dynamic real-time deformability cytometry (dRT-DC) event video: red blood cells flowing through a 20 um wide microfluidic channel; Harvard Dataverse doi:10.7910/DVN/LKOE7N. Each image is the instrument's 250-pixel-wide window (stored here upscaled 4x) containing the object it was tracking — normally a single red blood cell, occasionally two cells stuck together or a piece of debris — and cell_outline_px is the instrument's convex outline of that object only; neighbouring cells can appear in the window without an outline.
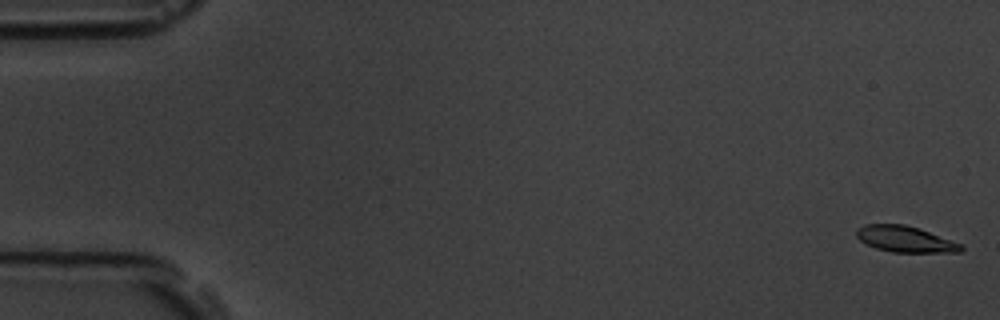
{"species": "common noctule bat (a hibernating species)", "species_latin": "Nyctalus noctula", "temperature_condition": "room temperature", "stored_images_in_passage": 10, "camera_frame_rate_fps": 3000, "um_per_image_px": 0.085, "animal": {"sex": "male", "body_mass_g": 19.5, "forearm_length_mm": 54.6}, "frame": {"image": 1, "passage_image": 1, "time_ms": 0.0, "image_size_px": [1000, 320], "cell_outline_px": [[964, 248], [960, 252], [892, 252], [876, 248], [860, 240], [856, 236], [856, 228], [864, 224], [904, 224], [920, 228], [964, 244]], "centroid_in_image_um": [76.97, 20.32], "position_along_channel_um": 8.0, "area_um2": 16.07}}
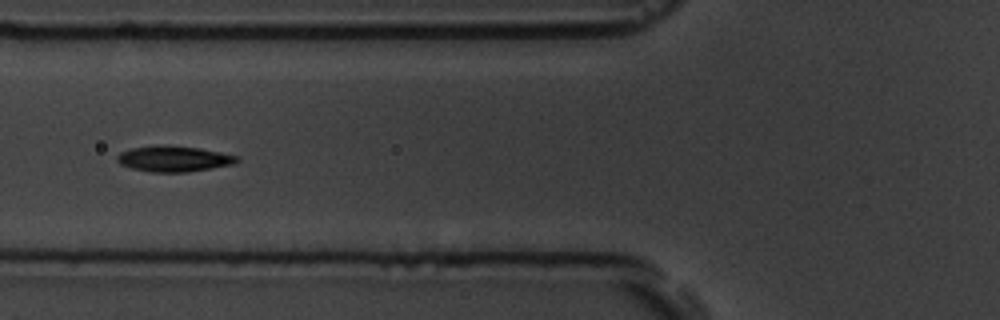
{"frame": {"image": 2, "passage_image": 7, "time_ms": 7.0, "image_size_px": [1000, 320], "cell_outline_px": [[240, 160], [232, 164], [212, 168], [184, 172], [152, 172], [132, 168], [120, 164], [116, 160], [116, 156], [120, 152], [132, 148], [200, 148], [220, 152], [236, 156]], "centroid_in_image_um": [14.78, 13.54], "position_along_channel_um": 111.0, "area_um2": 16.94}}
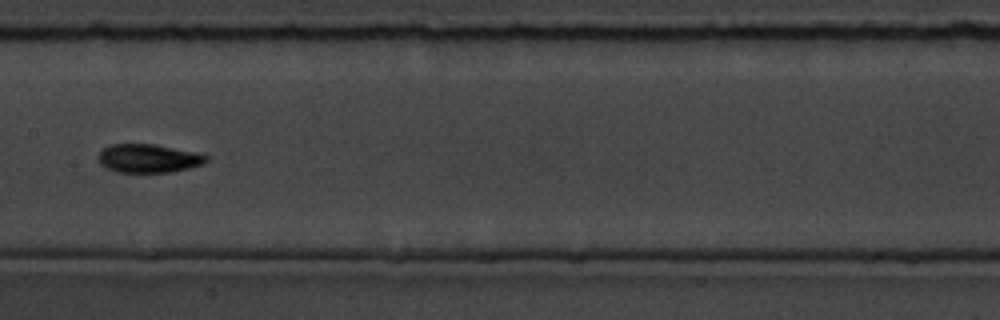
{"frame": {"image": 3, "passage_image": 9, "time_ms": 9.333, "image_size_px": [1000, 320], "cell_outline_px": [[208, 160], [204, 164], [172, 172], [116, 172], [100, 164], [100, 152], [104, 148], [112, 144], [156, 144], [196, 152], [208, 156]], "centroid_in_image_um": [12.66, 13.46], "position_along_channel_um": 194.7, "area_um2": 17.86}}